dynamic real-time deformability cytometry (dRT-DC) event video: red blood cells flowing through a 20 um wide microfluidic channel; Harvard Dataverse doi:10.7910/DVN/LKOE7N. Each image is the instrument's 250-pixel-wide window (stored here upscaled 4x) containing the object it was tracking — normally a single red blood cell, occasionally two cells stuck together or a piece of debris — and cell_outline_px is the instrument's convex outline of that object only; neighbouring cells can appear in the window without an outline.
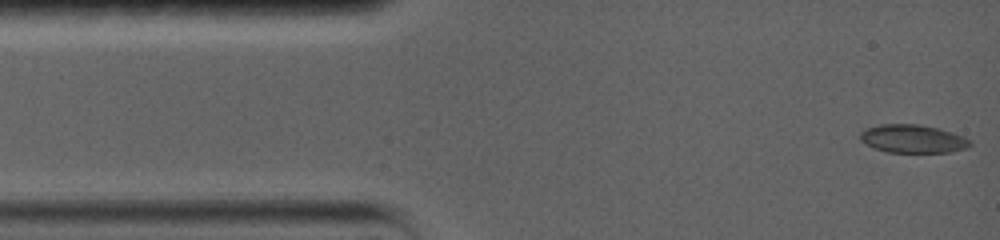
{"species": "common noctule bat (a hibernating species)", "species_latin": "Nyctalus noctula", "temperature_condition": "warm", "stored_images_in_passage": 75, "camera_frame_rate_fps": 5000, "um_per_image_px": 0.085, "animal": {"sex": "female", "body_mass_g": 19.0, "forearm_length_mm": 56.7}, "frame": {"image": 1, "passage_image": 1, "time_ms": 0.0, "image_size_px": [1000, 240], "cell_outline_px": [[972, 144], [964, 148], [948, 152], [888, 152], [876, 148], [860, 140], [860, 136], [868, 128], [880, 124], [916, 124], [936, 128], [960, 136], [968, 140]], "centroid_in_image_um": [77.55, 11.8], "position_along_channel_um": 7.4, "area_um2": 17.34}}
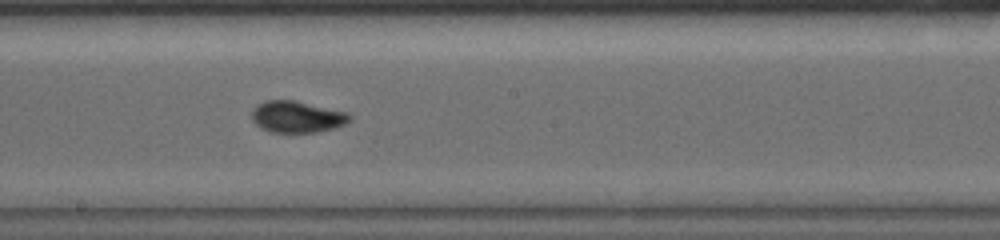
{"frame": {"image": 2, "passage_image": 33, "time_ms": 6.4, "image_size_px": [1000, 240], "cell_outline_px": [[352, 116], [344, 124], [336, 128], [316, 132], [268, 132], [260, 128], [252, 120], [252, 108], [256, 104], [264, 100], [296, 100], [348, 112]], "centroid_in_image_um": [25.21, 9.92], "position_along_channel_um": 223.0, "area_um2": 18.26}}
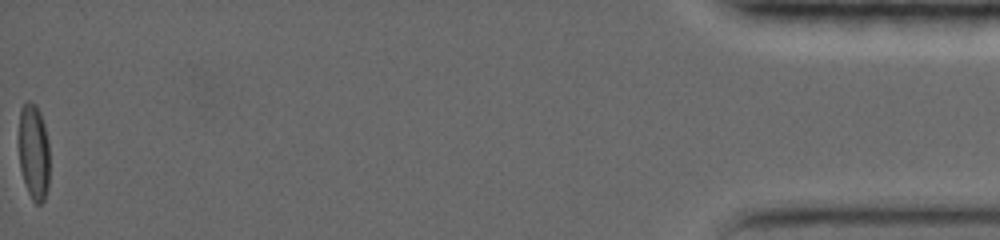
{"frame": {"image": 3, "passage_image": 75, "time_ms": 14.8, "image_size_px": [1000, 240], "cell_outline_px": [[48, 188], [44, 200], [40, 204], [36, 204], [32, 200], [24, 184], [20, 168], [20, 108], [28, 100], [36, 104], [40, 112], [44, 124], [48, 140]], "centroid_in_image_um": [2.87, 12.93], "position_along_channel_um": 432.3, "area_um2": 17.11}, "authors_computed_cell_mechanics": {"area_um2": 17.5134, "velocity_mm_per_s": 3.8541, "shape_relaxation_time_tau1_ms": 5.7133, "shape_relaxation_time_tau2_ms": 1.3175, "deformation_change_tau1": 0.2071, "deformation_change_tau2": 0.0305}}